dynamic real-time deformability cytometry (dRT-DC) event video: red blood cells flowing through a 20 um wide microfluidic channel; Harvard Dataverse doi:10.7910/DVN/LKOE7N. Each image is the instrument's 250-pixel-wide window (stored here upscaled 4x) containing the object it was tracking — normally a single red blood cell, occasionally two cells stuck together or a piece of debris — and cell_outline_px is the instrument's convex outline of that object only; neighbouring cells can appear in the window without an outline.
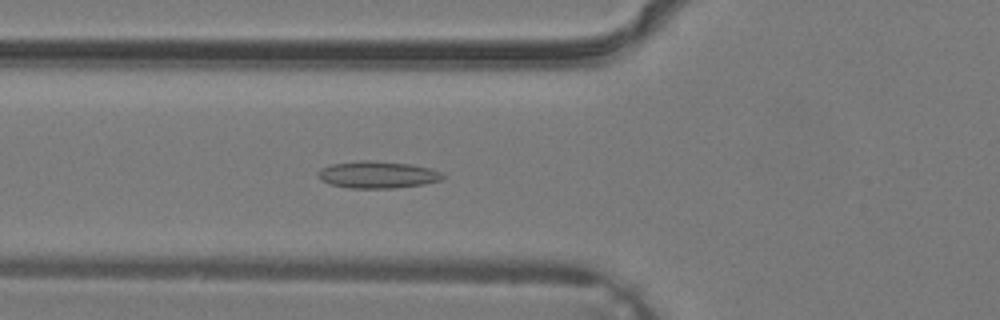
{"species": "common noctule bat (a hibernating species)", "species_latin": "Nyctalus noctula", "temperature_condition": "warm", "stored_images_in_passage": 38, "camera_frame_rate_fps": 3000, "um_per_image_px": 0.085, "animal": {"sex": "male", "body_mass_g": 19.2, "forearm_length_mm": 51.8}, "frame": {"image": 1, "passage_image": 15, "time_ms": 4.667, "image_size_px": [1000, 320], "cell_outline_px": [[444, 176], [440, 180], [424, 184], [396, 188], [348, 188], [328, 184], [320, 180], [316, 172], [320, 168], [328, 164], [360, 160], [368, 160], [408, 164], [432, 168], [440, 172]], "centroid_in_image_um": [32.01, 14.85], "position_along_channel_um": 93.8, "area_um2": 19.83}}
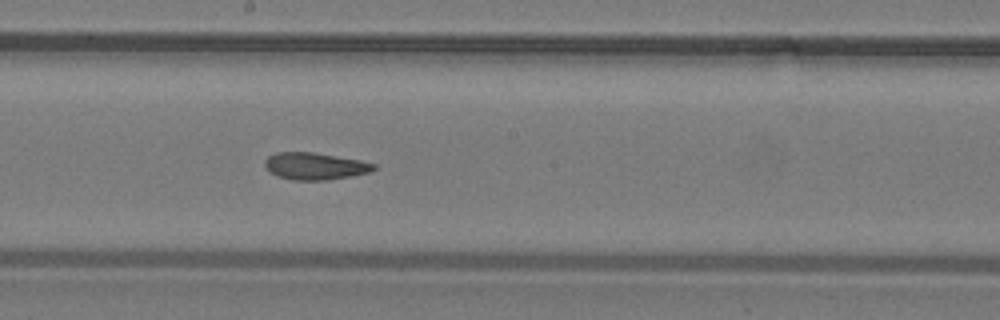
{"frame": {"image": 2, "passage_image": 22, "time_ms": 7.0, "image_size_px": [1000, 320], "cell_outline_px": [[376, 168], [368, 172], [352, 176], [328, 180], [292, 180], [276, 176], [264, 164], [264, 160], [268, 156], [276, 152], [312, 152], [360, 160], [376, 164]], "centroid_in_image_um": [26.76, 14.12], "position_along_channel_um": 221.4, "area_um2": 17.11}}
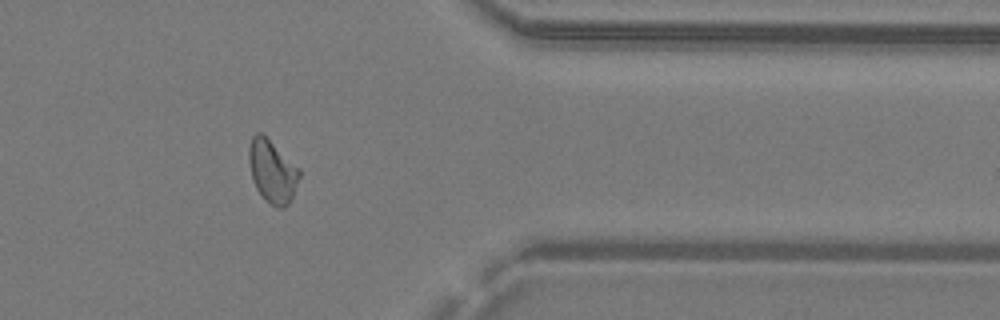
{"frame": {"image": 3, "passage_image": 32, "time_ms": 10.333, "image_size_px": [1000, 320], "cell_outline_px": [[300, 176], [292, 196], [288, 204], [284, 208], [276, 208], [264, 200], [256, 188], [252, 180], [248, 160], [248, 148], [252, 136], [256, 132], [260, 132], [300, 168]], "centroid_in_image_um": [23.12, 14.58], "position_along_channel_um": 388.3, "area_um2": 18.5}}